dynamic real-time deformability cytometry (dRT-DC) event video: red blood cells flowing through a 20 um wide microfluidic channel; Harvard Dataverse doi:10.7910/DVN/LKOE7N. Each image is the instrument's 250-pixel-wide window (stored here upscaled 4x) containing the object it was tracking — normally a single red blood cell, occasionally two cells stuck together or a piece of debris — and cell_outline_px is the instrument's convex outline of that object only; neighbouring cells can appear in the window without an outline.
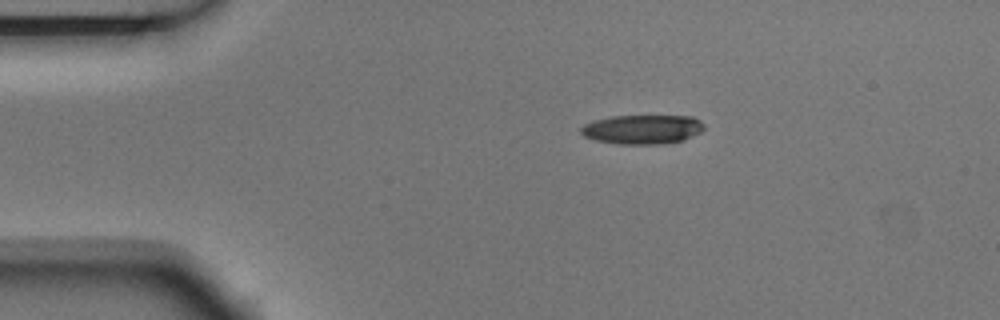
{"species": "Egyptian fruit bat (a non-hibernating species)", "species_latin": "Rousettus aegyptiacus", "temperature_condition": "room temperature", "stored_images_in_passage": 5, "camera_frame_rate_fps": 3000, "um_per_image_px": 0.085, "animal": {"sex": "male"}, "frame": {"image": 1, "passage_image": 1, "time_ms": 0.0, "image_size_px": [1000, 320], "cell_outline_px": [[704, 128], [700, 132], [684, 140], [664, 144], [616, 144], [596, 140], [584, 136], [580, 132], [580, 128], [584, 124], [596, 120], [612, 116], [692, 116], [700, 120], [704, 124]], "centroid_in_image_um": [54.62, 11.0], "position_along_channel_um": 30.4, "area_um2": 21.04}}
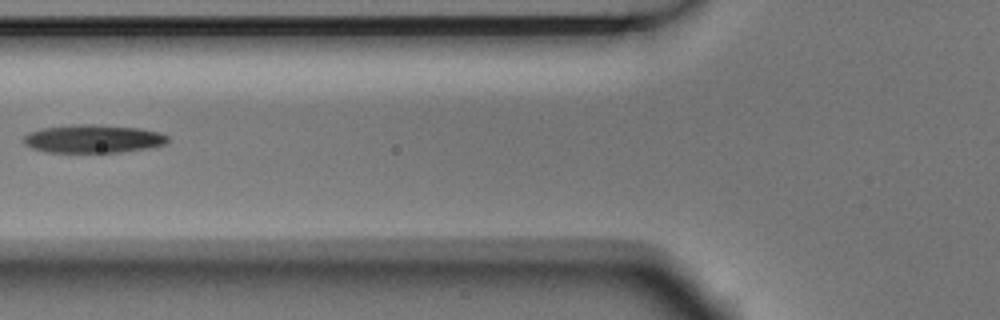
{"frame": {"image": 2, "passage_image": 4, "time_ms": 1.0, "image_size_px": [1000, 320], "cell_outline_px": [[168, 140], [164, 144], [144, 148], [116, 152], [48, 152], [32, 148], [24, 144], [20, 140], [28, 132], [40, 128], [72, 124], [96, 124], [140, 128], [160, 132], [168, 136]], "centroid_in_image_um": [7.84, 11.78], "position_along_channel_um": 118.0, "area_um2": 23.76}}
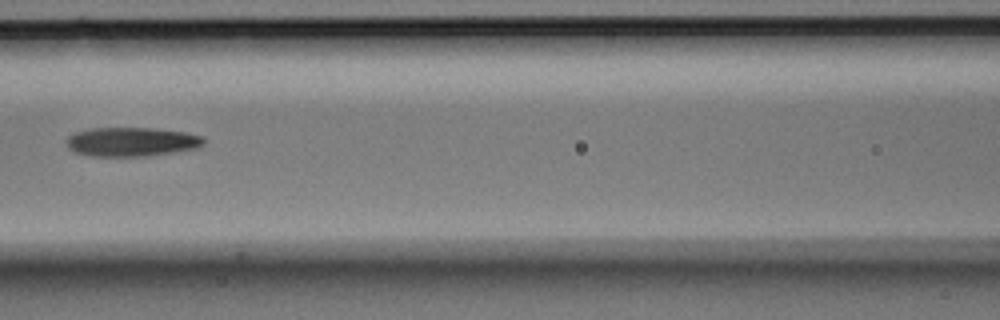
{"frame": {"image": 3, "passage_image": 5, "time_ms": 1.333, "image_size_px": [1000, 320], "cell_outline_px": [[204, 144], [200, 148], [148, 156], [92, 156], [76, 152], [68, 148], [64, 140], [68, 136], [76, 132], [92, 128], [152, 128], [184, 132], [204, 136]], "centroid_in_image_um": [11.2, 12.05], "position_along_channel_um": 155.4, "area_um2": 23.41}}